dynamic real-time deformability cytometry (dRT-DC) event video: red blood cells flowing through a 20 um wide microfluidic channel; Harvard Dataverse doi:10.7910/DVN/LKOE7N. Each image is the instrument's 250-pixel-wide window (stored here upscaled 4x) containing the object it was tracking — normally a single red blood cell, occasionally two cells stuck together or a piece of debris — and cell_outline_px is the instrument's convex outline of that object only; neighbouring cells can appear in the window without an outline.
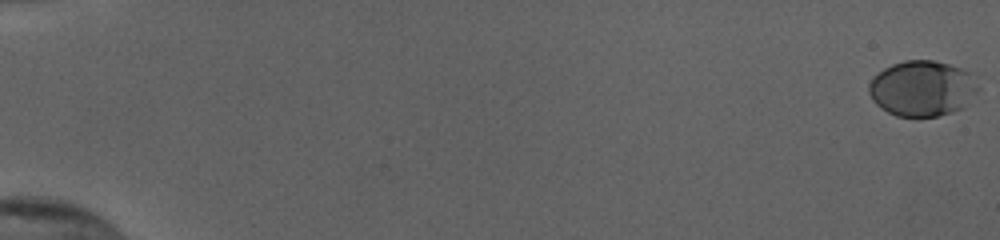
{"species": "human", "species_latin": "Homo sapiens", "temperature_condition": "cold", "stored_images_in_passage": 56, "camera_frame_rate_fps": 3000, "um_per_image_px": 0.085, "donor": {"sex": "female"}, "frame": {"image": 1, "passage_image": 1, "time_ms": 0.0, "image_size_px": [1000, 240], "cell_outline_px": [[980, 88], [964, 108], [940, 116], [896, 116], [888, 112], [876, 104], [872, 100], [868, 92], [868, 84], [872, 76], [884, 68], [892, 64], [904, 60], [932, 60], [948, 64], [960, 68], [968, 72]], "centroid_in_image_um": [78.36, 7.52], "position_along_channel_um": 6.6, "area_um2": 35.55}}
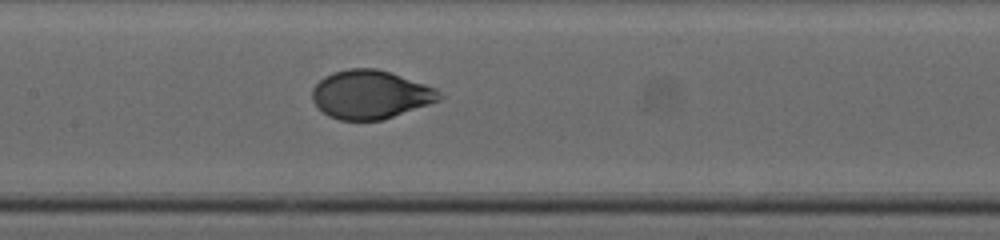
{"frame": {"image": 2, "passage_image": 30, "time_ms": 9.667, "image_size_px": [1000, 240], "cell_outline_px": [[444, 96], [440, 100], [384, 120], [340, 120], [328, 116], [316, 108], [312, 100], [312, 88], [324, 76], [332, 72], [348, 68], [376, 68], [436, 88]], "centroid_in_image_um": [31.45, 8.05], "position_along_channel_um": 176.0, "area_um2": 36.07}}
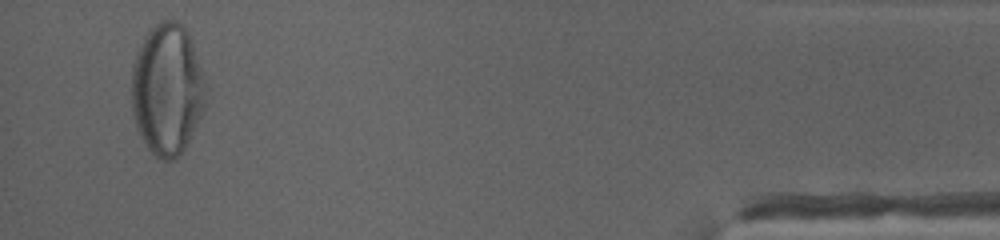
{"frame": {"image": 3, "passage_image": 54, "time_ms": 17.667, "image_size_px": [1000, 240], "cell_outline_px": [[208, 92], [204, 112], [184, 148], [176, 160], [160, 160], [148, 148], [140, 136], [136, 128], [132, 112], [132, 64], [136, 52], [144, 36], [160, 20], [176, 20], [184, 24], [188, 32], [204, 72], [208, 88]], "centroid_in_image_um": [14.24, 7.59], "position_along_channel_um": 421.0, "area_um2": 57.8}, "authors_computed_cell_mechanics": {"area_um2": 36.0961, "velocity_mm_per_s": 3.8465, "shape_relaxation_time_tau1_ms": 3.5121, "shape_relaxation_time_tau2_ms": null, "deformation_change_tau1": 0.1895, "deformation_change_tau2": null}}